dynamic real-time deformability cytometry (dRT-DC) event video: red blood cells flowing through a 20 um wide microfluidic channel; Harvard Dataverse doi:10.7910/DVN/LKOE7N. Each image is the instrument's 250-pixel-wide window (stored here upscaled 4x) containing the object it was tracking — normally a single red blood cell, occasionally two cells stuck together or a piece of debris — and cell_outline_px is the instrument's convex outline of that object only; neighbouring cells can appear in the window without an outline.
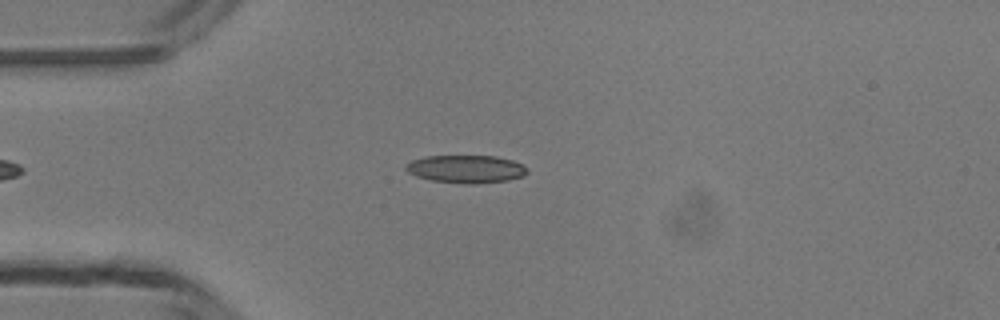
{"species": "common noctule bat (a hibernating species)", "species_latin": "Nyctalus noctula", "temperature_condition": "room temperature", "stored_images_in_passage": 38, "camera_frame_rate_fps": 3000, "um_per_image_px": 0.085, "animal": {"sex": "male", "body_mass_g": 13.3}, "frame": {"image": 1, "passage_image": 7, "time_ms": 2.0, "image_size_px": [1000, 320], "cell_outline_px": [[528, 172], [524, 176], [508, 180], [476, 184], [464, 184], [432, 180], [416, 176], [408, 172], [404, 168], [412, 160], [424, 156], [496, 156], [512, 160], [528, 168]], "centroid_in_image_um": [39.63, 14.37], "position_along_channel_um": 45.4, "area_um2": 19.71}}
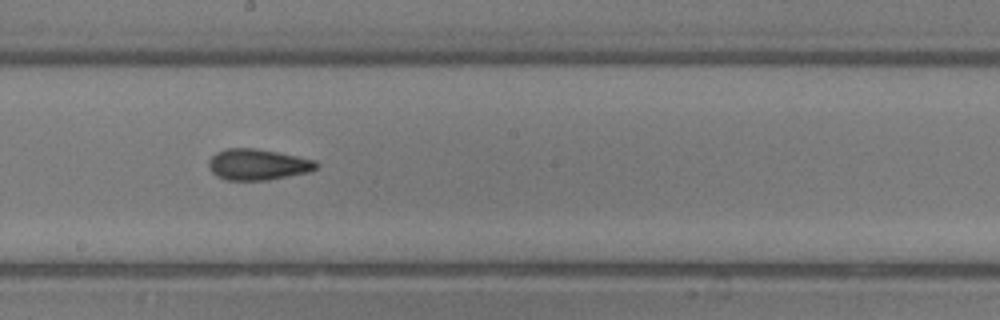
{"frame": {"image": 2, "passage_image": 21, "time_ms": 6.667, "image_size_px": [1000, 320], "cell_outline_px": [[320, 164], [316, 168], [308, 172], [268, 180], [228, 180], [216, 176], [212, 172], [208, 164], [208, 160], [216, 152], [228, 148], [252, 148], [276, 152], [316, 160]], "centroid_in_image_um": [21.9, 13.98], "position_along_channel_um": 226.3, "area_um2": 19.36}}
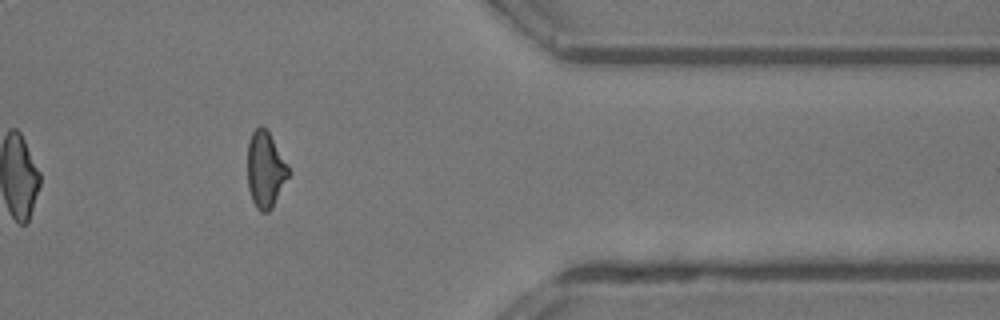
{"frame": {"image": 3, "passage_image": 34, "time_ms": 11.0, "image_size_px": [1000, 320], "cell_outline_px": [[292, 172], [272, 208], [268, 212], [260, 212], [256, 208], [252, 200], [248, 188], [248, 140], [252, 132], [260, 124], [268, 132], [288, 164]], "centroid_in_image_um": [22.57, 14.45], "position_along_channel_um": 388.8, "area_um2": 18.38}, "authors_computed_cell_mechanics": {"area_um2": 19.3052, "velocity_mm_per_s": 4.228, "shape_relaxation_time_tau1_ms": 5.6924, "shape_relaxation_time_tau2_ms": 2.2011, "deformation_change_tau1": 0.1371, "deformation_change_tau2": 0.0977}}